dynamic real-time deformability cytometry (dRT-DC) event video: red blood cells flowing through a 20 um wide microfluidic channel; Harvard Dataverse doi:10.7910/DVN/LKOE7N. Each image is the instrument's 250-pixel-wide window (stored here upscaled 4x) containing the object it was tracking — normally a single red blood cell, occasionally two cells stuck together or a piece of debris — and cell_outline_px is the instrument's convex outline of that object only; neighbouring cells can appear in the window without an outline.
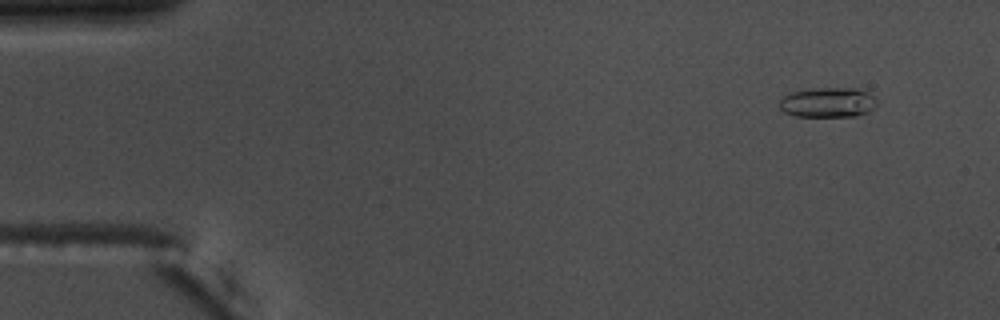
{"species": "common noctule bat (a hibernating species)", "species_latin": "Nyctalus noctula", "temperature_condition": "warm", "stored_images_in_passage": 53, "camera_frame_rate_fps": 3000, "um_per_image_px": 0.085, "animal": {"sex": "male", "body_mass_g": 17.5, "forearm_length_mm": 52.3}, "frame": {"image": 1, "passage_image": 2, "time_ms": 0.333, "image_size_px": [1000, 320], "cell_outline_px": [[876, 104], [868, 112], [856, 116], [796, 116], [784, 112], [780, 108], [780, 100], [788, 92], [820, 88], [856, 88], [868, 92], [876, 100]], "centroid_in_image_um": [70.36, 8.7], "position_along_channel_um": 14.6, "area_um2": 16.88}}
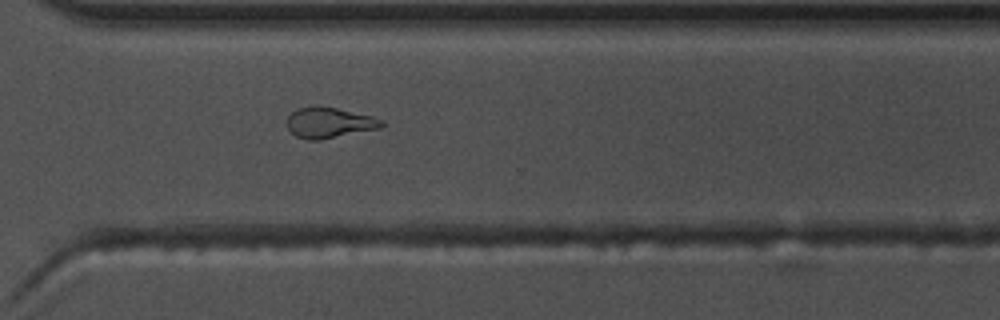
{"frame": {"image": 2, "passage_image": 38, "time_ms": 12.333, "image_size_px": [1000, 320], "cell_outline_px": [[384, 124], [380, 128], [320, 140], [308, 140], [296, 136], [288, 128], [288, 116], [296, 108], [316, 104], [336, 108], [372, 116], [384, 120]], "centroid_in_image_um": [27.97, 10.41], "position_along_channel_um": 342.6, "area_um2": 16.99}}
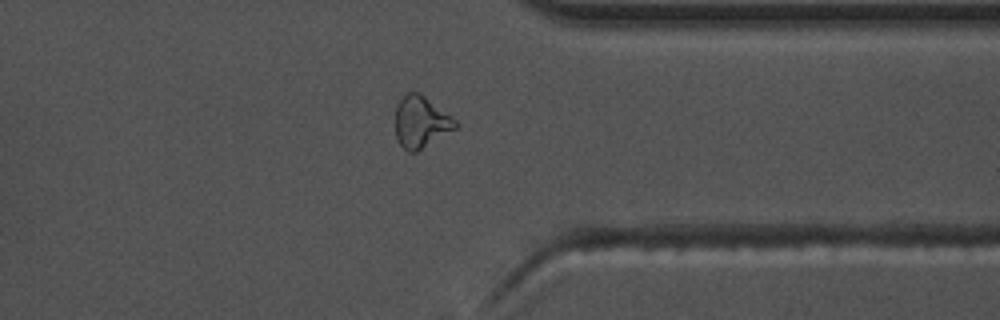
{"frame": {"image": 3, "passage_image": 41, "time_ms": 13.333, "image_size_px": [1000, 320], "cell_outline_px": [[460, 124], [456, 128], [416, 152], [408, 152], [400, 144], [396, 136], [396, 104], [408, 92], [420, 92], [452, 116]], "centroid_in_image_um": [35.79, 10.35], "position_along_channel_um": 375.6, "area_um2": 18.03}, "authors_computed_cell_mechanics": {"area_um2": 16.762, "velocity_mm_per_s": 3.6876, "shape_relaxation_time_tau1_ms": null, "shape_relaxation_time_tau2_ms": 3.115, "deformation_change_tau1": null, "deformation_change_tau2": 0.1018}}